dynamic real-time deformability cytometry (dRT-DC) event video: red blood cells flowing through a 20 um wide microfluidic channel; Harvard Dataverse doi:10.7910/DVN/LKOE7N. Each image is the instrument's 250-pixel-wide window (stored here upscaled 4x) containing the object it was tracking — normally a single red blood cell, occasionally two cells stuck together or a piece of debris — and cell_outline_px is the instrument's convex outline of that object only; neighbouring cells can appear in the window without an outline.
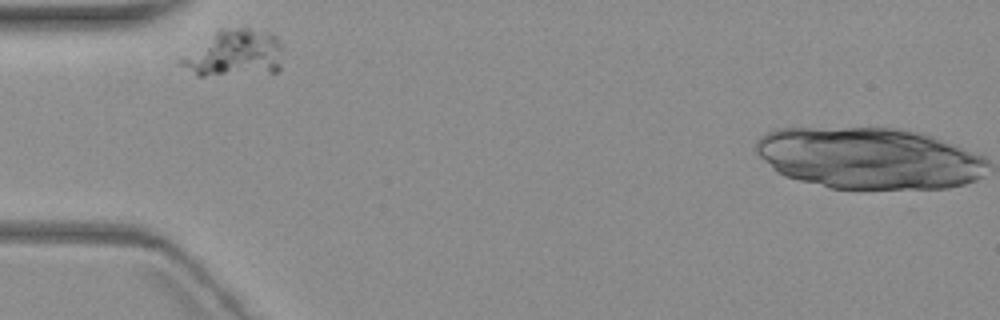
{"species": "common noctule bat (a hibernating species)", "species_latin": "Nyctalus noctula", "temperature_condition": "warm", "stored_images_in_passage": 3, "camera_frame_rate_fps": 3000, "um_per_image_px": 0.085, "animal": {"sex": "female", "body_mass_g": 19.3, "forearm_length_mm": 54.1}, "frame": {"image": 1, "passage_image": 1, "time_ms": 0.0, "image_size_px": [1000, 320], "cell_outline_px": [[280, 68], [276, 72], [204, 76], [196, 76], [180, 64], [176, 60], [180, 56], [220, 28], [248, 28], [272, 32], [276, 36], [280, 44]], "centroid_in_image_um": [19.87, 4.53], "position_along_channel_um": 65.1, "area_um2": 27.98}}
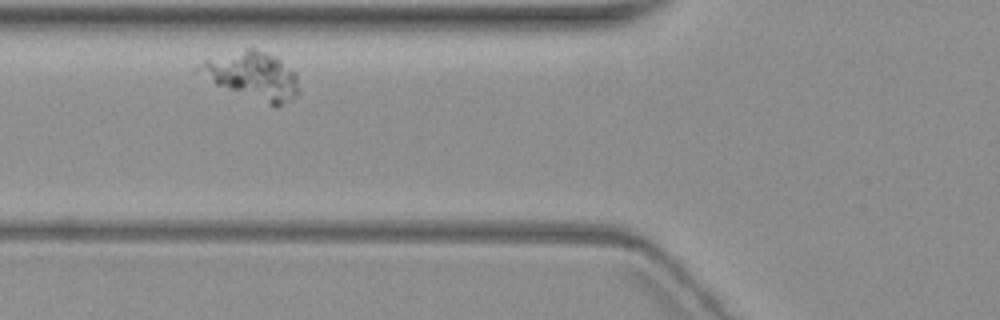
{"frame": {"image": 2, "passage_image": 2, "time_ms": 1.333, "image_size_px": [1000, 320], "cell_outline_px": [[300, 96], [276, 108], [216, 84], [192, 72], [204, 60], [244, 48], [256, 48], [276, 56], [296, 72], [300, 92]], "centroid_in_image_um": [21.49, 6.44], "position_along_channel_um": 104.3, "area_um2": 28.21}}
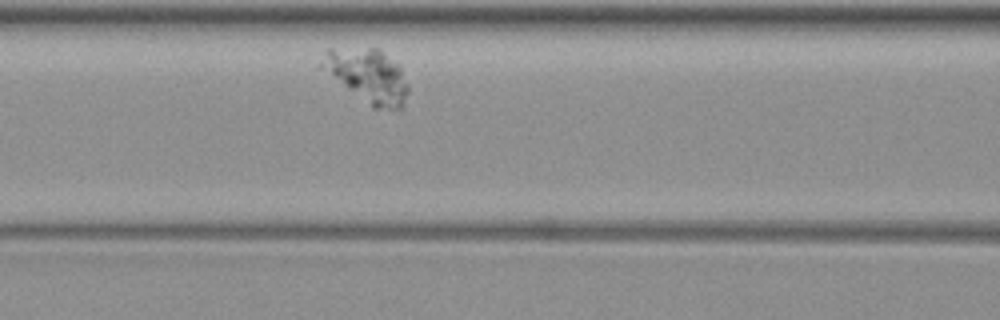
{"frame": {"image": 3, "passage_image": 3, "time_ms": 2.333, "image_size_px": [1000, 320], "cell_outline_px": [[408, 92], [404, 108], [400, 112], [372, 108], [316, 68], [328, 48], [380, 48], [400, 64], [408, 84]], "centroid_in_image_um": [31.25, 6.47], "position_along_channel_um": 135.3, "area_um2": 28.5}}